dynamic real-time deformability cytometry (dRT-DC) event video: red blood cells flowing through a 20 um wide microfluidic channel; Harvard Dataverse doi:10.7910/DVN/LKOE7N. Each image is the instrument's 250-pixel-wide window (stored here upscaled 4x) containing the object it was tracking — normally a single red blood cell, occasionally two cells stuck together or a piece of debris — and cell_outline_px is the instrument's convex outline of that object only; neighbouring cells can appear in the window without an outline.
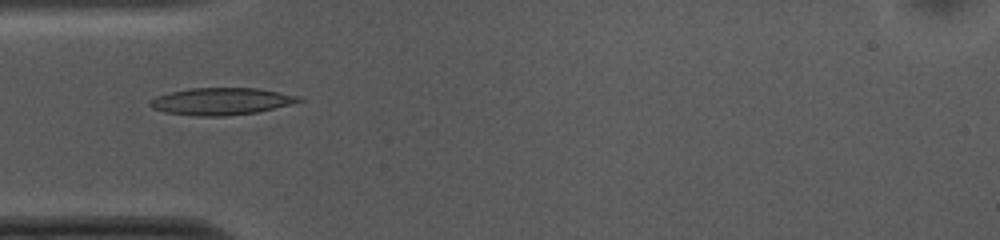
{"species": "common noctule bat (a hibernating species)", "species_latin": "Nyctalus noctula", "temperature_condition": "cold", "stored_images_in_passage": 52, "camera_frame_rate_fps": 3000, "um_per_image_px": 0.085, "animal": {"sex": "female", "body_mass_g": 10.0, "forearm_length_mm": 53.1}, "frame": {"image": 1, "passage_image": 15, "time_ms": 4.667, "image_size_px": [1000, 240], "cell_outline_px": [[304, 100], [256, 112], [228, 116], [196, 116], [164, 112], [152, 108], [148, 104], [148, 100], [156, 96], [168, 92], [192, 88], [256, 88], [304, 96]], "centroid_in_image_um": [18.77, 8.61], "position_along_channel_um": 66.2, "area_um2": 23.58}}
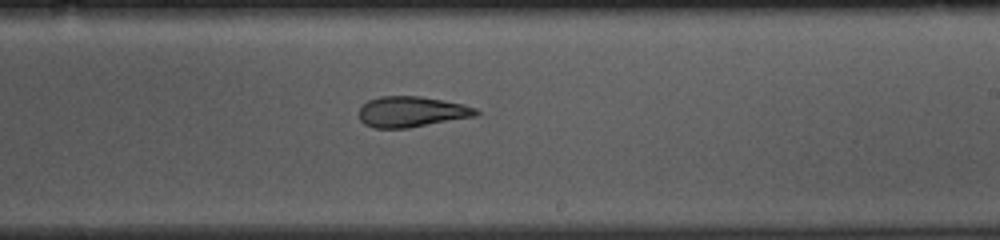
{"frame": {"image": 2, "passage_image": 30, "time_ms": 9.667, "image_size_px": [1000, 240], "cell_outline_px": [[480, 112], [476, 116], [408, 128], [372, 128], [364, 124], [360, 120], [360, 108], [368, 100], [380, 96], [420, 96], [464, 104], [476, 108]], "centroid_in_image_um": [34.99, 9.5], "position_along_channel_um": 254.0, "area_um2": 20.92}}
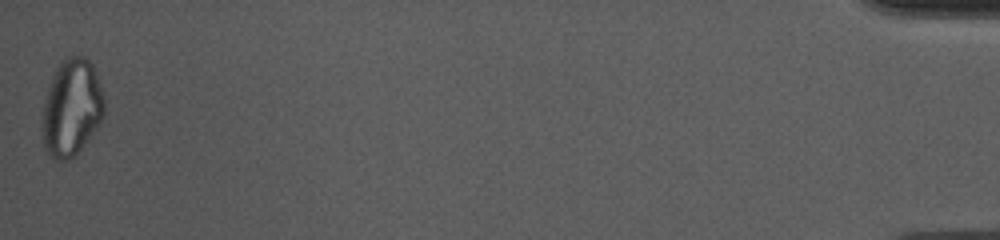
{"frame": {"image": 3, "passage_image": 52, "time_ms": 17.0, "image_size_px": [1000, 240], "cell_outline_px": [[104, 116], [80, 148], [68, 160], [52, 160], [44, 148], [44, 104], [48, 88], [52, 76], [60, 60], [68, 56], [84, 56], [92, 64], [96, 72], [104, 96]], "centroid_in_image_um": [6.1, 9.11], "position_along_channel_um": 429.1, "area_um2": 34.45}, "authors_computed_cell_mechanics": {"area_um2": 22.4264, "velocity_mm_per_s": 3.741, "shape_relaxation_time_tau1_ms": 10.0784, "shape_relaxation_time_tau2_ms": 2.4229, "deformation_change_tau1": 0.2548, "deformation_change_tau2": 0.098}}